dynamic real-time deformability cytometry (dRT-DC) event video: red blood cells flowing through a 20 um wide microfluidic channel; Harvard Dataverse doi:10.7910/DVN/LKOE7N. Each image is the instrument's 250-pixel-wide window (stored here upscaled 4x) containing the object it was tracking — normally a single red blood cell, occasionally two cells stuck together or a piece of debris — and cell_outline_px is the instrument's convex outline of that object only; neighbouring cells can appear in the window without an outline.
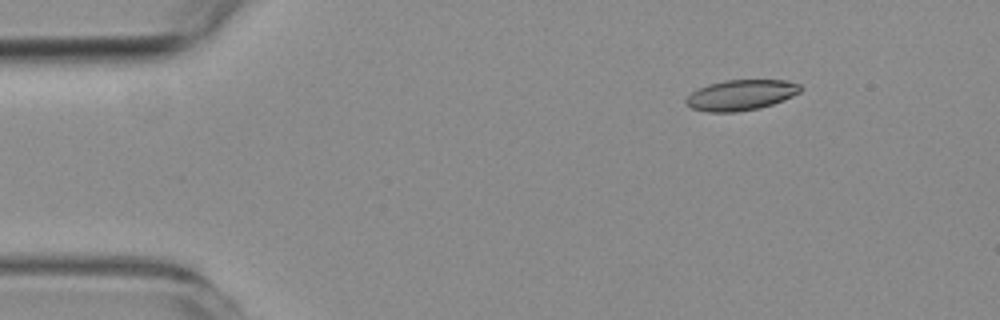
{"species": "common noctule bat (a hibernating species)", "species_latin": "Nyctalus noctula", "temperature_condition": "room temperature", "stored_images_in_passage": 48, "camera_frame_rate_fps": 3000, "um_per_image_px": 0.085, "animal": {"sex": "female", "body_mass_g": 19.3, "forearm_length_mm": 54.1}, "frame": {"image": 1, "passage_image": 1, "time_ms": 0.0, "image_size_px": [1000, 320], "cell_outline_px": [[800, 92], [784, 100], [760, 108], [736, 112], [708, 112], [692, 108], [684, 100], [692, 92], [708, 84], [724, 80], [784, 80], [800, 84]], "centroid_in_image_um": [62.98, 8.08], "position_along_channel_um": 22.0, "area_um2": 20.23}}
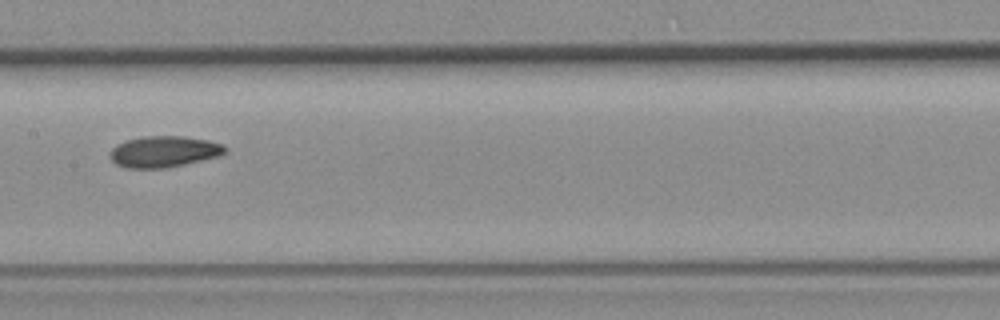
{"frame": {"image": 2, "passage_image": 21, "time_ms": 6.667, "image_size_px": [1000, 320], "cell_outline_px": [[228, 148], [220, 156], [184, 164], [164, 168], [128, 168], [116, 164], [112, 160], [112, 148], [128, 140], [144, 136], [184, 136], [208, 140], [224, 144]], "centroid_in_image_um": [14.0, 12.88], "position_along_channel_um": 193.4, "area_um2": 20.69}}
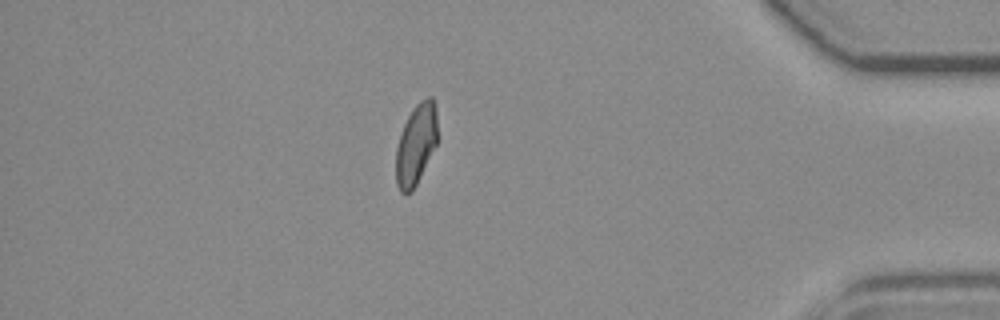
{"frame": {"image": 3, "passage_image": 41, "time_ms": 13.333, "image_size_px": [1000, 320], "cell_outline_px": [[436, 144], [412, 192], [400, 192], [396, 184], [396, 148], [404, 124], [412, 108], [420, 100], [428, 96], [432, 96], [436, 108]], "centroid_in_image_um": [35.34, 12.25], "position_along_channel_um": 399.9, "area_um2": 19.25}, "authors_computed_cell_mechanics": {"area_um2": 20.4323, "velocity_mm_per_s": 3.7387, "shape_relaxation_time_tau1_ms": 9.1296, "shape_relaxation_time_tau2_ms": 3.528, "deformation_change_tau1": 0.1887, "deformation_change_tau2": 0.0821}}